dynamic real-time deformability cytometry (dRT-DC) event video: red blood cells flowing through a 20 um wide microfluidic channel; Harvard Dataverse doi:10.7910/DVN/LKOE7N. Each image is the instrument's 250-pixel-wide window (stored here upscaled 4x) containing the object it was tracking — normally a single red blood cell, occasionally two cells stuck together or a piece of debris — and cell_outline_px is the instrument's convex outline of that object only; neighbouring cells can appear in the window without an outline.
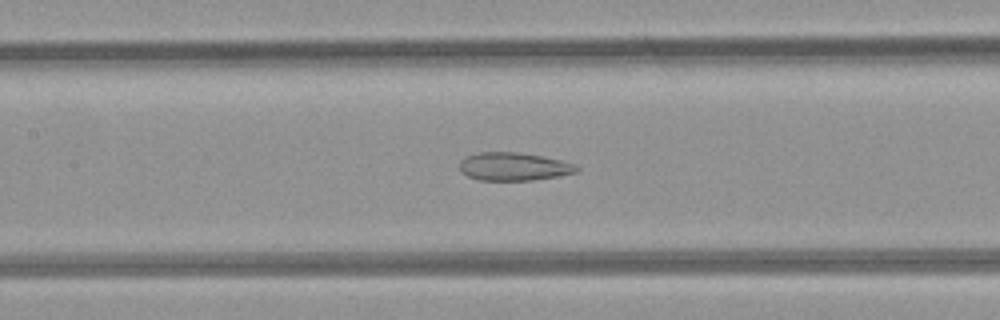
{"species": "common noctule bat (a hibernating species)", "species_latin": "Nyctalus noctula", "temperature_condition": "room temperature", "stored_images_in_passage": 30, "camera_frame_rate_fps": 3000, "um_per_image_px": 0.085, "animal": {"sex": "female", "body_mass_g": 21.9}, "frame": {"image": 1, "passage_image": 9, "time_ms": 2.667, "image_size_px": [1000, 320], "cell_outline_px": [[580, 168], [576, 172], [556, 176], [532, 180], [480, 180], [468, 176], [460, 172], [460, 160], [464, 156], [480, 152], [516, 152], [540, 156], [560, 160], [576, 164]], "centroid_in_image_um": [43.63, 14.15], "position_along_channel_um": 163.8, "area_um2": 19.07}}
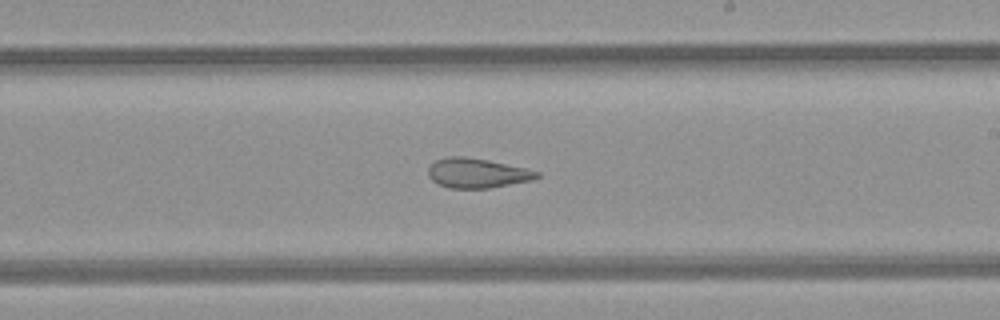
{"frame": {"image": 2, "passage_image": 15, "time_ms": 4.667, "image_size_px": [1000, 320], "cell_outline_px": [[540, 176], [532, 180], [488, 188], [448, 188], [432, 180], [428, 176], [428, 168], [436, 160], [448, 156], [464, 156], [488, 160], [524, 168], [540, 172]], "centroid_in_image_um": [40.54, 14.71], "position_along_channel_um": 248.5, "area_um2": 18.61}}
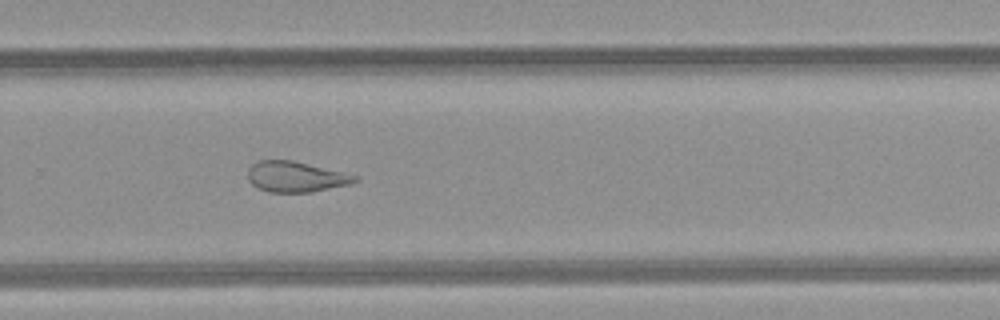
{"frame": {"image": 3, "passage_image": 19, "time_ms": 6.0, "image_size_px": [1000, 320], "cell_outline_px": [[356, 180], [348, 184], [312, 192], [268, 192], [252, 184], [248, 180], [248, 168], [252, 164], [260, 160], [292, 160], [356, 176]], "centroid_in_image_um": [25.05, 15.02], "position_along_channel_um": 304.7, "area_um2": 18.61}, "authors_computed_cell_mechanics": {"area_um2": 19.8832, "velocity_mm_per_s": 4.25, "shape_relaxation_time_tau1_ms": null, "shape_relaxation_time_tau2_ms": 2.1946, "deformation_change_tau1": null, "deformation_change_tau2": 0.1063}}